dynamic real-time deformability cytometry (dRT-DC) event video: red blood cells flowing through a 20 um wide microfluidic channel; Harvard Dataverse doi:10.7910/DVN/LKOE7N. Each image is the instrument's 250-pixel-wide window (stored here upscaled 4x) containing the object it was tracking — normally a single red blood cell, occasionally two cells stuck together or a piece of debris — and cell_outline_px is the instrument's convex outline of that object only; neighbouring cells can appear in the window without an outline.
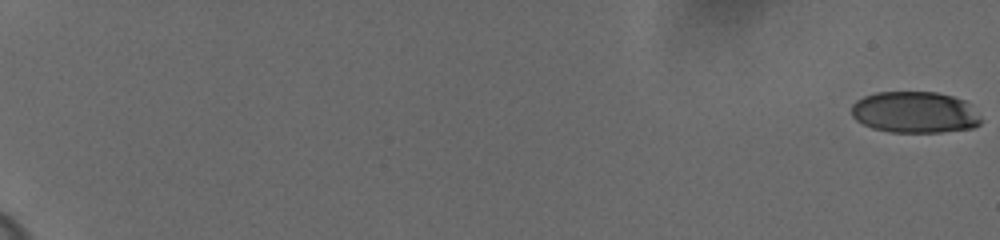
{"species": "human", "species_latin": "Homo sapiens", "temperature_condition": "cold", "stored_images_in_passage": 32, "camera_frame_rate_fps": 3000, "um_per_image_px": 0.085, "donor": {"sex": "female"}, "frame": {"image": 1, "passage_image": 1, "time_ms": 0.0, "image_size_px": [1000, 240], "cell_outline_px": [[980, 124], [972, 128], [940, 132], [888, 132], [872, 128], [856, 120], [852, 116], [852, 104], [856, 100], [864, 96], [876, 92], [936, 92], [952, 96], [964, 100], [980, 116]], "centroid_in_image_um": [77.73, 9.54], "position_along_channel_um": 7.3, "area_um2": 31.21}}
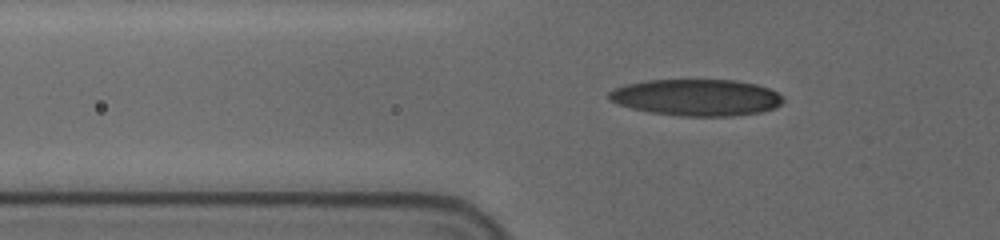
{"frame": {"image": 2, "passage_image": 25, "time_ms": 8.0, "image_size_px": [1000, 240], "cell_outline_px": [[784, 100], [776, 108], [760, 112], [728, 116], [680, 116], [652, 112], [632, 108], [608, 100], [608, 92], [624, 84], [648, 80], [736, 80], [756, 84], [768, 88], [784, 96]], "centroid_in_image_um": [59.22, 8.28], "position_along_channel_um": 66.6, "area_um2": 37.11}}